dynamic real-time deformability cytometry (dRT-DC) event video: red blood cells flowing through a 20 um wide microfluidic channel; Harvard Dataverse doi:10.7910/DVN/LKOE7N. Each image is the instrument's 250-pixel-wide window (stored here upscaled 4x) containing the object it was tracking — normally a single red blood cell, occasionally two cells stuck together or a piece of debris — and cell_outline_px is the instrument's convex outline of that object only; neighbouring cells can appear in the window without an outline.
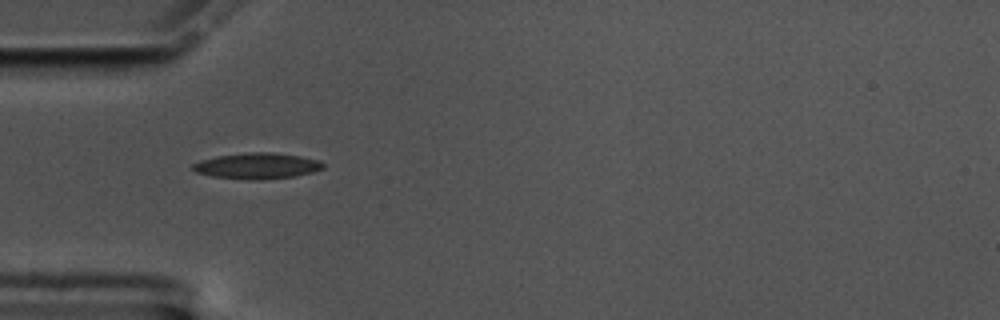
{"species": "common noctule bat (a hibernating species)", "species_latin": "Nyctalus noctula", "temperature_condition": "cold", "stored_images_in_passage": 41, "camera_frame_rate_fps": 3000, "um_per_image_px": 0.085, "animal": {"sex": "male", "body_mass_g": 17.5, "forearm_length_mm": 52.3}, "frame": {"image": 1, "passage_image": 1, "time_ms": 0.0, "image_size_px": [1000, 320], "cell_outline_px": [[324, 168], [312, 172], [292, 176], [260, 180], [252, 180], [212, 176], [196, 172], [192, 168], [192, 164], [200, 160], [216, 156], [248, 152], [272, 152], [300, 156], [320, 160], [324, 164]], "centroid_in_image_um": [21.85, 14.09], "position_along_channel_um": 63.2, "area_um2": 19.65}}
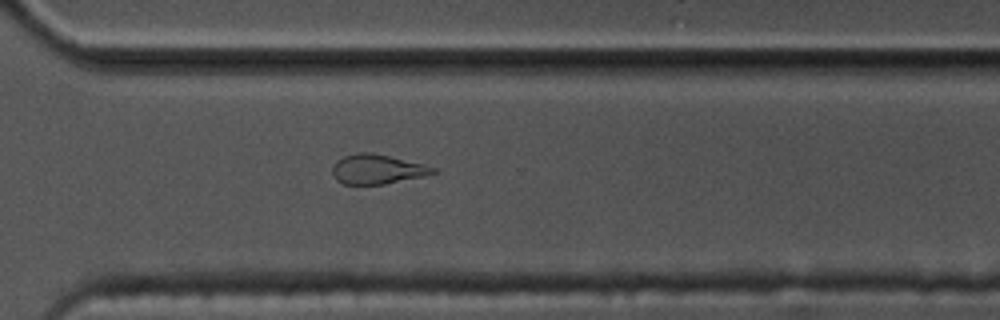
{"frame": {"image": 2, "passage_image": 25, "time_ms": 8.0, "image_size_px": [1000, 320], "cell_outline_px": [[436, 172], [424, 176], [384, 184], [344, 184], [336, 180], [332, 172], [332, 168], [336, 160], [344, 156], [360, 152], [372, 152], [424, 164], [436, 168]], "centroid_in_image_um": [32.05, 14.38], "position_along_channel_um": 338.6, "area_um2": 17.28}}
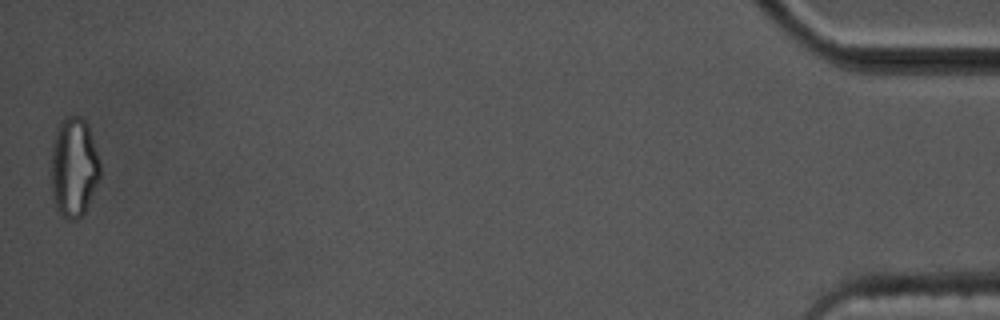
{"frame": {"image": 3, "passage_image": 41, "time_ms": 13.333, "image_size_px": [1000, 320], "cell_outline_px": [[100, 176], [84, 212], [76, 220], [68, 220], [56, 208], [52, 192], [52, 144], [56, 128], [64, 116], [80, 116], [88, 124], [100, 160]], "centroid_in_image_um": [6.28, 14.17], "position_along_channel_um": 428.9, "area_um2": 28.32}, "authors_computed_cell_mechanics": {"area_um2": 18.3226, "velocity_mm_per_s": 3.4613, "shape_relaxation_time_tau1_ms": null, "shape_relaxation_time_tau2_ms": 5.2274, "deformation_change_tau1": null, "deformation_change_tau2": 0.1376}}